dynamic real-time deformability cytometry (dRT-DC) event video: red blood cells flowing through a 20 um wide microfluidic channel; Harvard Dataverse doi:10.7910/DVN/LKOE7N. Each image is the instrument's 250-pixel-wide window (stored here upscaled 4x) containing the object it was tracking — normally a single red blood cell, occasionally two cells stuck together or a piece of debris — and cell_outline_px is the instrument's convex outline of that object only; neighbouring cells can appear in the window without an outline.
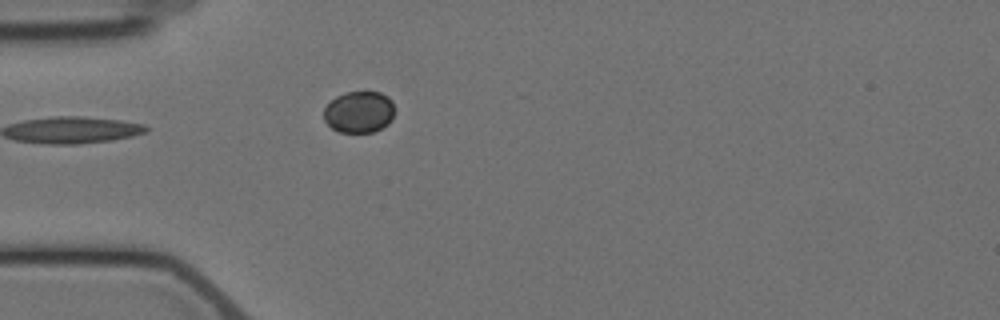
{"species": "Egyptian fruit bat (a non-hibernating species)", "species_latin": "Rousettus aegyptiacus", "temperature_condition": "cold", "stored_images_in_passage": 6, "camera_frame_rate_fps": 3000, "um_per_image_px": 0.085, "animal": {"sex": "female"}, "frame": {"image": 1, "passage_image": 6, "time_ms": 5.667, "image_size_px": [1000, 320], "cell_outline_px": [[392, 120], [388, 124], [372, 132], [340, 132], [332, 128], [324, 120], [324, 108], [336, 96], [344, 92], [364, 88], [380, 92], [388, 96], [392, 100]], "centroid_in_image_um": [30.51, 9.46], "position_along_channel_um": 54.5, "area_um2": 17.57}}